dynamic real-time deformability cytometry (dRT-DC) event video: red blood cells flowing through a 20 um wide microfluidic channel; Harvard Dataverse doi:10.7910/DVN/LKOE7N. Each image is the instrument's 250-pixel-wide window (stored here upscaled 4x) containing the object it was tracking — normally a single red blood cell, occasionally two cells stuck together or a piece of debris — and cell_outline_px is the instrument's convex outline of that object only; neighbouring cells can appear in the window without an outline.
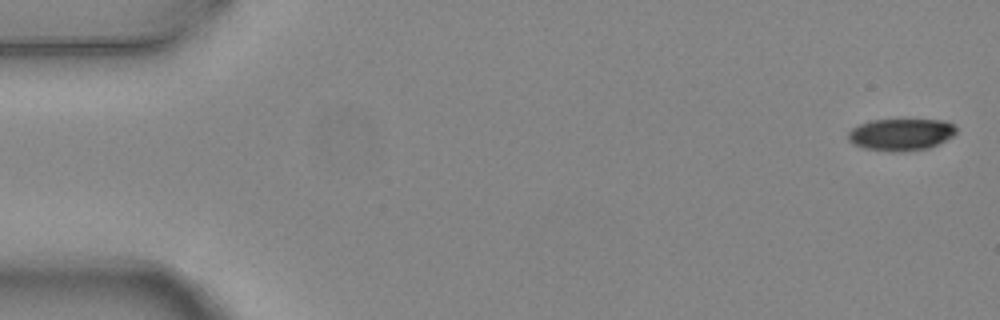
{"species": "common noctule bat (a hibernating species)", "species_latin": "Nyctalus noctula", "temperature_condition": "warm", "stored_images_in_passage": 5, "camera_frame_rate_fps": 3000, "um_per_image_px": 0.085, "animal": {"sex": "female", "body_mass_g": 24.6, "forearm_length_mm": 56.2}, "frame": {"image": 1, "passage_image": 1, "time_ms": 0.0, "image_size_px": [1000, 320], "cell_outline_px": [[956, 132], [952, 136], [928, 148], [904, 152], [892, 152], [864, 148], [852, 144], [848, 140], [848, 132], [852, 128], [868, 120], [944, 120], [952, 124], [956, 128]], "centroid_in_image_um": [76.53, 11.44], "position_along_channel_um": 8.5, "area_um2": 20.11}}
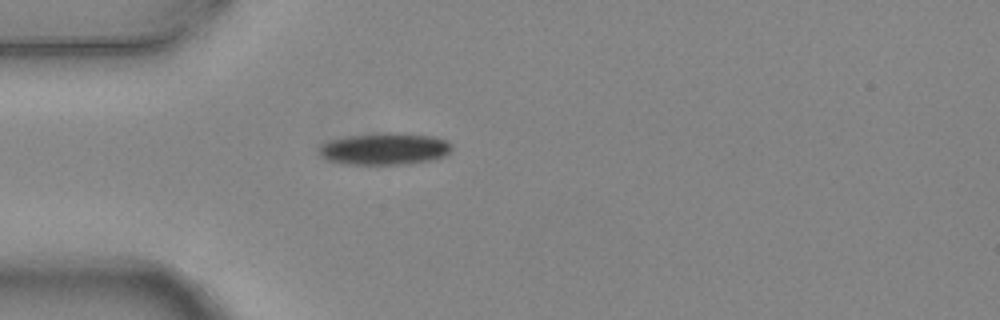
{"frame": {"image": 2, "passage_image": 5, "time_ms": 1.333, "image_size_px": [1000, 320], "cell_outline_px": [[452, 148], [444, 156], [432, 160], [408, 164], [352, 164], [328, 160], [320, 152], [320, 148], [324, 144], [332, 140], [348, 136], [388, 132], [396, 132], [436, 136], [448, 140], [452, 144]], "centroid_in_image_um": [32.81, 12.64], "position_along_channel_um": 52.2, "area_um2": 24.51}}